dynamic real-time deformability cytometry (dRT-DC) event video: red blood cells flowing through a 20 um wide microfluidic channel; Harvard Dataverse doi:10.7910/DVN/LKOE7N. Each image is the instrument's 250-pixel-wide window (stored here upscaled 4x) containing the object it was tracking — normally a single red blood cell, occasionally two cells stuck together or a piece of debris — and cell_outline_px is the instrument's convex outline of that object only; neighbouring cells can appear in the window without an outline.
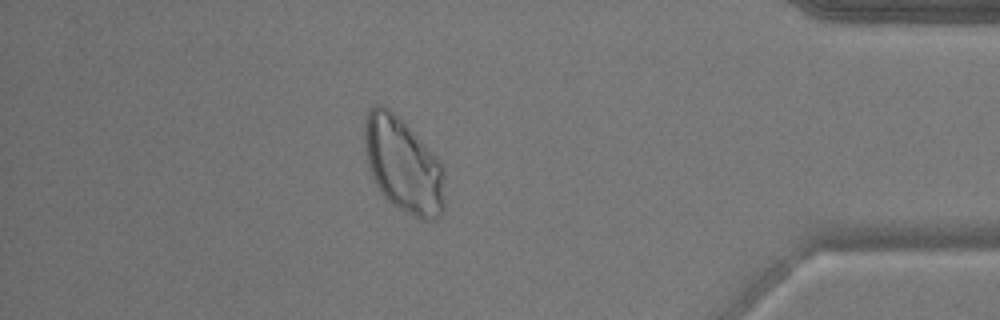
{"species": "common noctule bat (a hibernating species)", "species_latin": "Nyctalus noctula", "temperature_condition": "warm", "stored_images_in_passage": 52, "segment_of_instrument_passage": [1, 2], "camera_frame_rate_fps": 3000, "um_per_image_px": 0.085, "animal": {"sex": "male", "body_mass_g": 17.9}, "frame": {"image": 1, "passage_image": 45, "time_ms": 14.667, "image_size_px": [1000, 320], "cell_outline_px": [[444, 212], [436, 220], [420, 220], [392, 204], [380, 192], [368, 168], [364, 148], [364, 120], [368, 108], [372, 104], [384, 104], [440, 160], [444, 196]], "centroid_in_image_um": [34.23, 14.04], "position_along_channel_um": 401.0, "area_um2": 44.22}}